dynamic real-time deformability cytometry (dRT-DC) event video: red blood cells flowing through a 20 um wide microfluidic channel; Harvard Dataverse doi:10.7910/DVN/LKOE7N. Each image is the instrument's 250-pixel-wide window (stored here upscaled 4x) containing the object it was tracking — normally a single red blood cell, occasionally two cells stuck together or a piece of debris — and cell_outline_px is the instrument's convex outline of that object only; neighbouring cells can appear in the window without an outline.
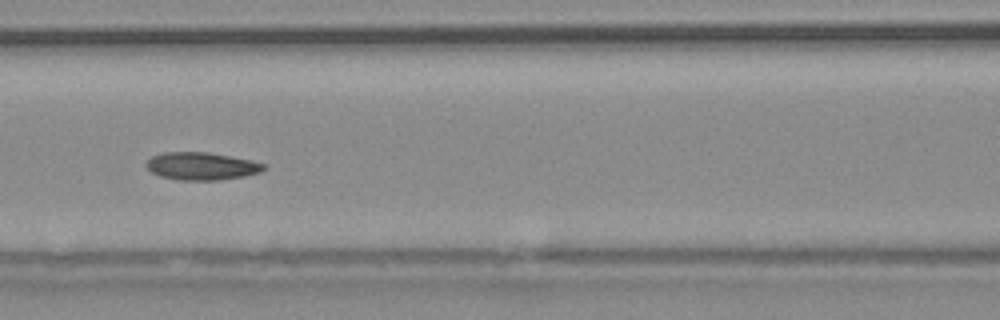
{"species": "common noctule bat (a hibernating species)", "species_latin": "Nyctalus noctula", "temperature_condition": "warm", "stored_images_in_passage": 56, "camera_frame_rate_fps": 3000, "um_per_image_px": 0.085, "animal": {"sex": "male", "body_mass_g": 20.4}, "frame": {"image": 1, "passage_image": 25, "time_ms": 8.0, "image_size_px": [1000, 320], "cell_outline_px": [[268, 168], [260, 172], [244, 176], [216, 180], [180, 180], [160, 176], [152, 172], [144, 164], [152, 156], [164, 152], [208, 152], [248, 160], [264, 164]], "centroid_in_image_um": [17.11, 14.12], "position_along_channel_um": 149.5, "area_um2": 18.73}}
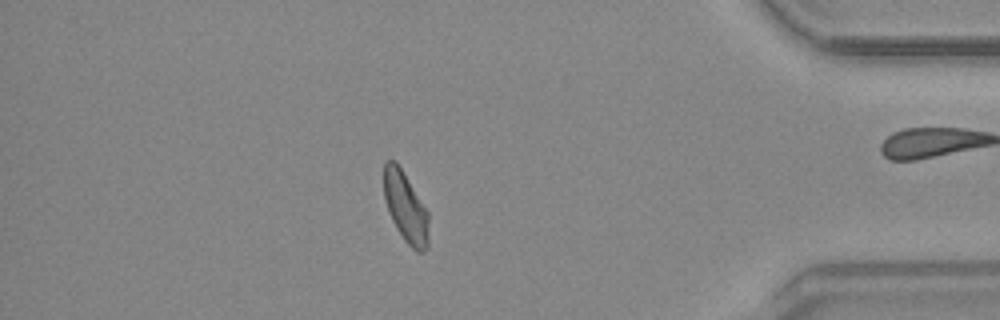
{"frame": {"image": 2, "passage_image": 48, "time_ms": 15.667, "image_size_px": [1000, 320], "cell_outline_px": [[428, 248], [424, 252], [416, 252], [404, 240], [396, 228], [392, 220], [384, 196], [384, 160], [396, 160], [428, 212]], "centroid_in_image_um": [34.48, 17.62], "position_along_channel_um": 400.7, "area_um2": 18.26}, "authors_computed_cell_mechanics": {"area_um2": 18.9006, "velocity_mm_per_s": 3.7625, "shape_relaxation_time_tau1_ms": 7.0174, "shape_relaxation_time_tau2_ms": 3.8978, "deformation_change_tau1": 0.1607, "deformation_change_tau2": 0.0999}}